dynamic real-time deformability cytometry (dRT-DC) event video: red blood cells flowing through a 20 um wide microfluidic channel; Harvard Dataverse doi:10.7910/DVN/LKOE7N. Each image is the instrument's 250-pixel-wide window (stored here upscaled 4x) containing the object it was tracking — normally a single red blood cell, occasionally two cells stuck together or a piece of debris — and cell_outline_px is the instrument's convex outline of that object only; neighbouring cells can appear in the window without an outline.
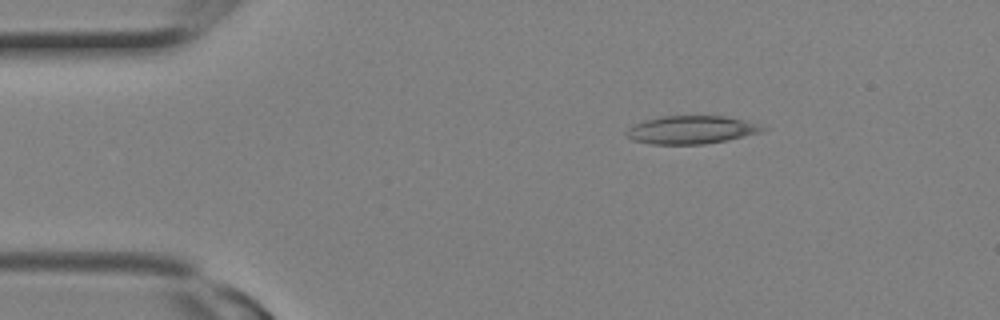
{"species": "Egyptian fruit bat (a non-hibernating species)", "species_latin": "Rousettus aegyptiacus", "temperature_condition": "room temperature", "stored_images_in_passage": 10, "camera_frame_rate_fps": 3000, "um_per_image_px": 0.085, "animal": {"sex": "female"}, "frame": {"image": 1, "passage_image": 5, "time_ms": 1.333, "image_size_px": [1000, 320], "cell_outline_px": [[768, 128], [764, 132], [728, 140], [704, 144], [652, 144], [632, 140], [624, 132], [628, 128], [644, 120], [660, 116], [724, 116], [744, 120]], "centroid_in_image_um": [58.78, 11.04], "position_along_channel_um": 26.2, "area_um2": 22.31}}
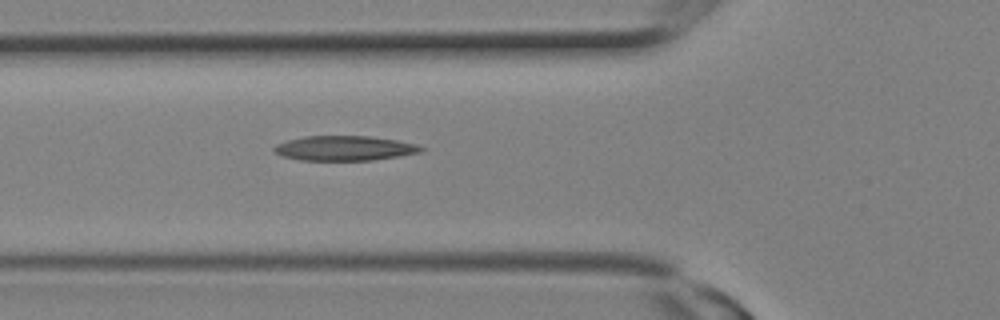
{"frame": {"image": 2, "passage_image": 10, "time_ms": 3.0, "image_size_px": [1000, 320], "cell_outline_px": [[428, 148], [424, 152], [372, 160], [300, 160], [284, 156], [276, 152], [272, 148], [276, 144], [288, 140], [304, 136], [368, 136], [396, 140], [416, 144]], "centroid_in_image_um": [29.34, 12.59], "position_along_channel_um": 96.5, "area_um2": 21.21}}